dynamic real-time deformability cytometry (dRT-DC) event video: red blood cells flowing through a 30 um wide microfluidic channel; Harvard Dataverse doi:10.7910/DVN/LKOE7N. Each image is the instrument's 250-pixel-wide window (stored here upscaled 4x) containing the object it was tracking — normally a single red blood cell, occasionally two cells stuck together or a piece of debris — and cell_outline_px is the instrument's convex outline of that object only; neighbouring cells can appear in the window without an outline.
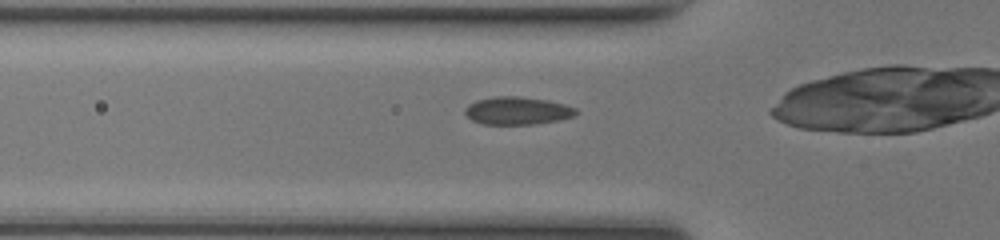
{"species": "common noctule bat (a hibernating species)", "species_latin": "Nyctalus noctula", "temperature_condition": "room temperature", "stored_images_in_passage": 27, "camera_frame_rate_fps": 3000, "um_per_image_px": 0.085, "animal": {"sex": "female", "body_mass_g": 17.0, "forearm_length_mm": 48.0}, "frame": {"image": 1, "passage_image": 4, "time_ms": 1.0, "image_size_px": [1000, 240], "cell_outline_px": [[580, 112], [572, 116], [556, 120], [536, 124], [484, 124], [472, 120], [464, 112], [464, 108], [468, 104], [476, 100], [492, 96], [520, 96], [548, 100], [564, 104], [576, 108]], "centroid_in_image_um": [43.95, 9.39], "position_along_channel_um": 81.8, "area_um2": 18.03}}
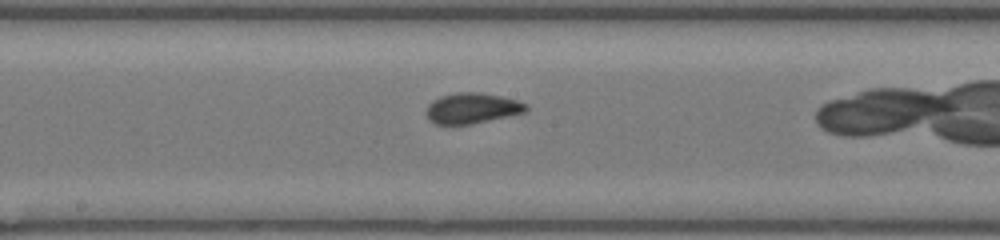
{"frame": {"image": 2, "passage_image": 13, "time_ms": 4.0, "image_size_px": [1000, 240], "cell_outline_px": [[528, 108], [524, 112], [472, 124], [436, 124], [428, 120], [424, 112], [428, 104], [432, 100], [440, 96], [460, 92], [480, 92], [500, 96], [516, 100], [528, 104]], "centroid_in_image_um": [40.07, 9.19], "position_along_channel_um": 208.1, "area_um2": 17.8}}
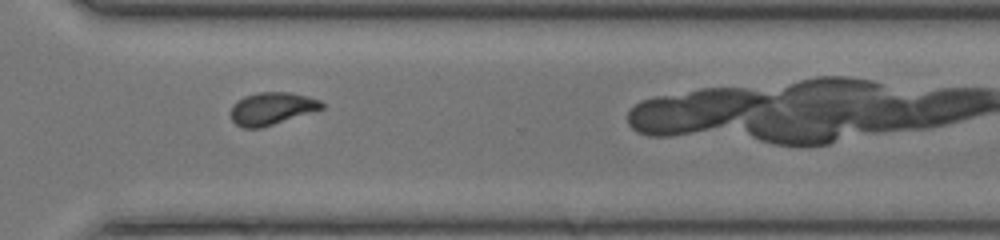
{"frame": {"image": 3, "passage_image": 23, "time_ms": 7.333, "image_size_px": [1000, 240], "cell_outline_px": [[324, 108], [260, 128], [244, 128], [236, 124], [232, 120], [232, 104], [236, 100], [244, 96], [256, 92], [292, 92], [308, 96], [320, 100], [324, 104]], "centroid_in_image_um": [23.09, 9.2], "position_along_channel_um": 347.5, "area_um2": 17.17}}